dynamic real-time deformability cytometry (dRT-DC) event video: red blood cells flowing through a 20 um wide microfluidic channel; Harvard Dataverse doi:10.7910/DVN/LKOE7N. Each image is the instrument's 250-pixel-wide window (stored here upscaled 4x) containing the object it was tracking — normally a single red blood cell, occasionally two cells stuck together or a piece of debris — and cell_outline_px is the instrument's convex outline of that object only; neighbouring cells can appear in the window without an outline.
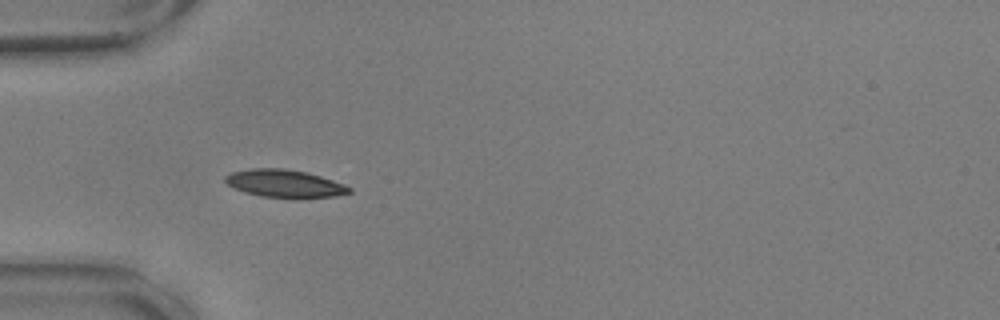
{"species": "common noctule bat (a hibernating species)", "species_latin": "Nyctalus noctula", "temperature_condition": "warm", "stored_images_in_passage": 41, "camera_frame_rate_fps": 3000, "um_per_image_px": 0.085, "animal": {"sex": "male", "body_mass_g": 17.9, "forearm_length_mm": 54.2}, "frame": {"image": 1, "passage_image": 1, "time_ms": 0.0, "image_size_px": [1000, 320], "cell_outline_px": [[352, 192], [336, 196], [296, 200], [264, 196], [244, 192], [228, 184], [224, 180], [224, 176], [232, 172], [252, 168], [284, 168], [308, 172], [344, 184], [352, 188]], "centroid_in_image_um": [24.24, 15.62], "position_along_channel_um": 60.8, "area_um2": 20.46}}
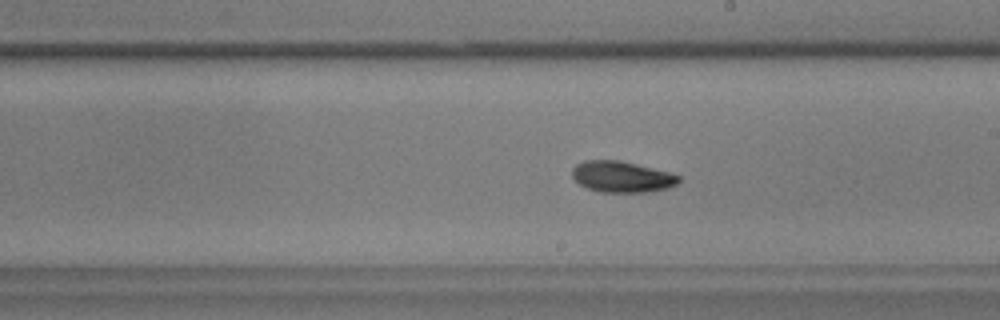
{"frame": {"image": 2, "passage_image": 16, "time_ms": 5.0, "image_size_px": [1000, 320], "cell_outline_px": [[680, 180], [676, 184], [668, 188], [644, 192], [600, 192], [588, 188], [580, 184], [572, 176], [572, 168], [576, 164], [584, 160], [620, 160], [668, 172], [680, 176]], "centroid_in_image_um": [52.83, 15.02], "position_along_channel_um": 236.2, "area_um2": 19.19}}
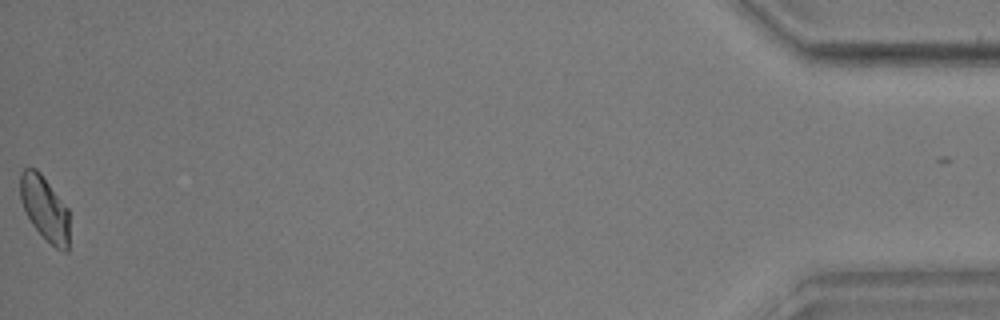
{"frame": {"image": 3, "passage_image": 40, "time_ms": 13.0, "image_size_px": [1000, 320], "cell_outline_px": [[68, 252], [64, 252], [56, 248], [32, 224], [20, 200], [20, 172], [24, 168], [36, 168], [40, 172], [68, 208]], "centroid_in_image_um": [3.79, 17.68], "position_along_channel_um": 431.4, "area_um2": 18.21}, "authors_computed_cell_mechanics": {"area_um2": 19.1896, "velocity_mm_per_s": 3.5754, "shape_relaxation_time_tau1_ms": 5.1974, "shape_relaxation_time_tau2_ms": 4.7045, "deformation_change_tau1": 0.1109, "deformation_change_tau2": 0.0792}}